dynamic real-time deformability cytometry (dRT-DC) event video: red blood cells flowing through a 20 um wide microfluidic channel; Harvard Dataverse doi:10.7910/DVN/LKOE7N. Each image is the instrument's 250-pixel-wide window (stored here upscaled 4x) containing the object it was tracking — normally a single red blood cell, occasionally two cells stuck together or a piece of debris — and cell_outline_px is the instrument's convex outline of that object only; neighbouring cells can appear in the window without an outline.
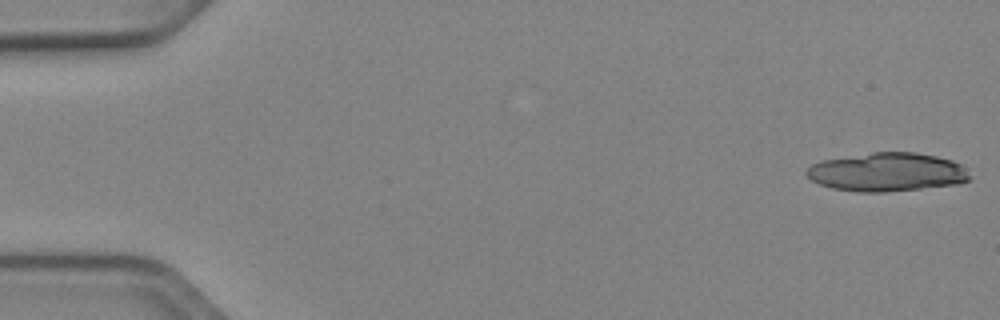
{"species": "Egyptian fruit bat (a non-hibernating species)", "species_latin": "Rousettus aegyptiacus", "temperature_condition": "cold", "stored_images_in_passage": 26, "camera_frame_rate_fps": 3000, "um_per_image_px": 0.085, "animal": {"sex": "female"}, "frame": {"image": 1, "passage_image": 1, "time_ms": 0.0, "image_size_px": [1000, 320], "cell_outline_px": [[972, 176], [968, 180], [960, 184], [884, 192], [856, 192], [832, 188], [820, 184], [812, 180], [804, 172], [812, 164], [820, 160], [872, 152], [916, 152], [936, 156], [952, 160], [960, 164]], "centroid_in_image_um": [75.4, 14.62], "position_along_channel_um": 9.6, "area_um2": 36.88}}